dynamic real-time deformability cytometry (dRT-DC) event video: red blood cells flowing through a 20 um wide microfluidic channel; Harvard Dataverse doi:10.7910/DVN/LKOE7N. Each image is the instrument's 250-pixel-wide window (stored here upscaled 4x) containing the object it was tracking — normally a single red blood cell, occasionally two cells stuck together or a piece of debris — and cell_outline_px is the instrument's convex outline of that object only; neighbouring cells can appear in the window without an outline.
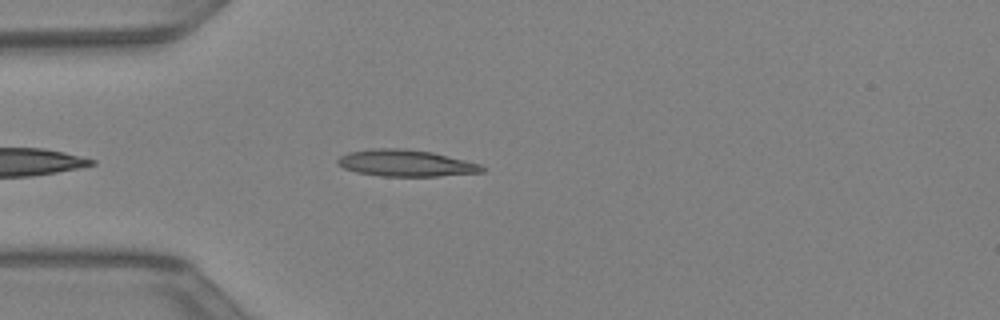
{"species": "Egyptian fruit bat (a non-hibernating species)", "species_latin": "Rousettus aegyptiacus", "temperature_condition": "warm", "stored_images_in_passage": 32, "camera_frame_rate_fps": 3000, "um_per_image_px": 0.085, "animal": {"sex": "female"}, "frame": {"image": 1, "passage_image": 3, "time_ms": 0.667, "image_size_px": [1000, 320], "cell_outline_px": [[484, 172], [436, 176], [380, 176], [356, 172], [344, 168], [336, 164], [336, 160], [340, 156], [348, 152], [372, 148], [404, 148], [432, 152], [480, 164], [484, 168]], "centroid_in_image_um": [34.44, 13.86], "position_along_channel_um": 50.6, "area_um2": 22.43}}
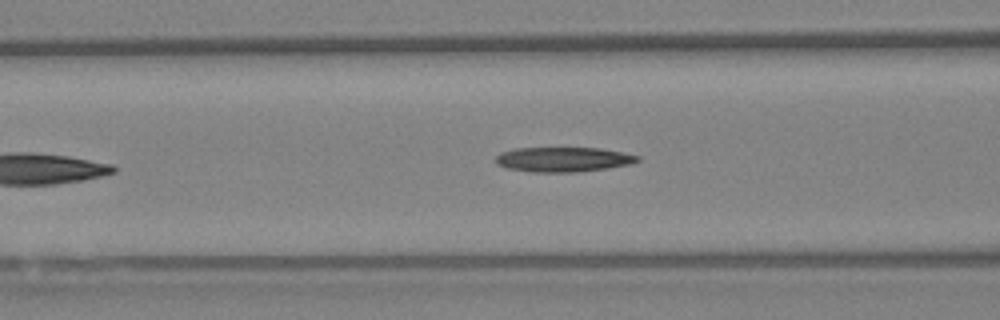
{"frame": {"image": 2, "passage_image": 8, "time_ms": 2.333, "image_size_px": [1000, 320], "cell_outline_px": [[640, 160], [632, 164], [608, 168], [576, 172], [532, 172], [504, 168], [496, 164], [496, 156], [500, 152], [512, 148], [600, 148], [624, 152], [640, 156]], "centroid_in_image_um": [47.87, 13.55], "position_along_channel_um": 118.7, "area_um2": 20.75}}
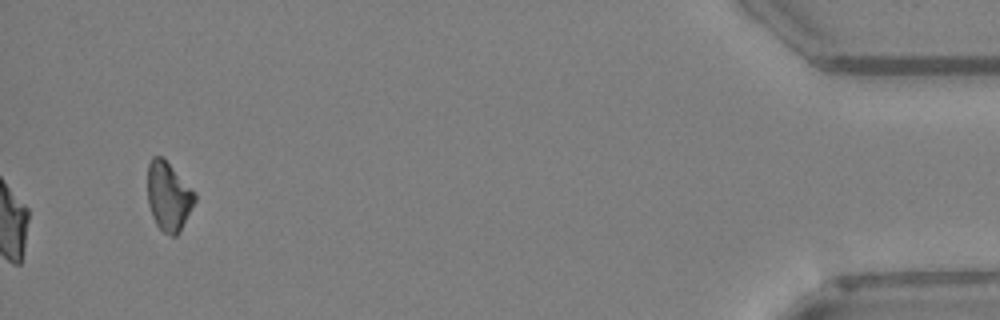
{"frame": {"image": 3, "passage_image": 32, "time_ms": 10.333, "image_size_px": [1000, 320], "cell_outline_px": [[196, 200], [180, 232], [176, 236], [172, 236], [164, 232], [156, 224], [152, 216], [148, 204], [148, 164], [152, 156], [164, 156], [196, 192]], "centroid_in_image_um": [14.34, 16.65], "position_along_channel_um": 420.9, "area_um2": 19.31}}